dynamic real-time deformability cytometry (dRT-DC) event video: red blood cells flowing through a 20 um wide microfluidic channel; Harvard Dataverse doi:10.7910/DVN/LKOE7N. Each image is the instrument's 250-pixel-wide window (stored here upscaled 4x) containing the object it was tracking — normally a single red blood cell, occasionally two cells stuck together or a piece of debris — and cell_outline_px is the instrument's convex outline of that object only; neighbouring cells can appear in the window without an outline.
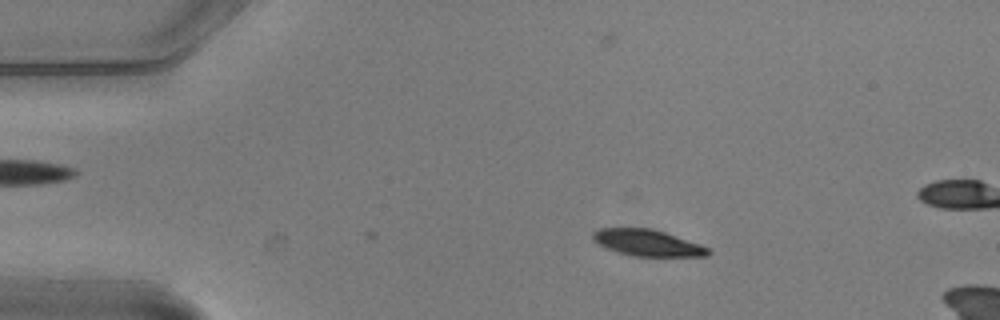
{"species": "common noctule bat (a hibernating species)", "species_latin": "Nyctalus noctula", "temperature_condition": "warm", "stored_images_in_passage": 3, "camera_frame_rate_fps": 3000, "um_per_image_px": 0.085, "animal": {"sex": "male", "body_mass_g": 20.5, "forearm_length_mm": 52.5}, "frame": {"image": 1, "passage_image": 3, "time_ms": 0.667, "image_size_px": [1000, 320], "cell_outline_px": [[712, 252], [708, 256], [632, 256], [616, 252], [592, 240], [592, 232], [600, 228], [652, 228], [700, 244], [708, 248]], "centroid_in_image_um": [55.02, 20.64], "position_along_channel_um": 30.0, "area_um2": 17.69}}